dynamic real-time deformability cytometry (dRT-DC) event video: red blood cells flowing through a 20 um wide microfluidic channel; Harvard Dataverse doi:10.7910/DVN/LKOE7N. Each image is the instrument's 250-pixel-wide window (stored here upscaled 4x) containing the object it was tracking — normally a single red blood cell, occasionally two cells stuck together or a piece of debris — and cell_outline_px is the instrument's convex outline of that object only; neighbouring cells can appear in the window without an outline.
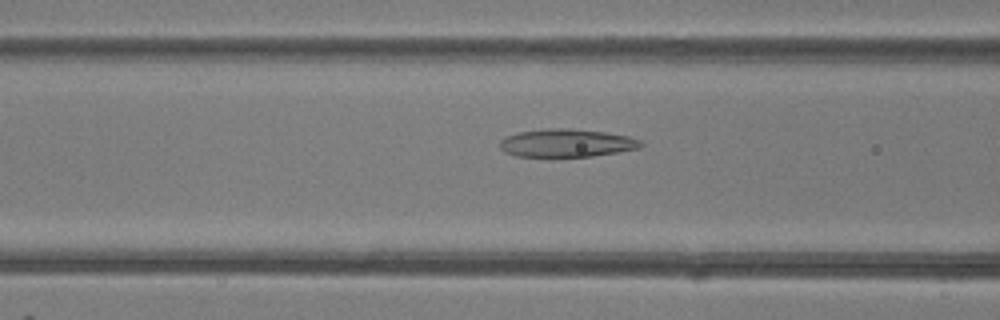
{"species": "common noctule bat (a hibernating species)", "species_latin": "Nyctalus noctula", "temperature_condition": "room temperature", "stored_images_in_passage": 48, "camera_frame_rate_fps": 3000, "um_per_image_px": 0.085, "animal": {"sex": "female"}, "frame": {"image": 1, "passage_image": 19, "time_ms": 6.0, "image_size_px": [1000, 320], "cell_outline_px": [[644, 144], [640, 148], [620, 152], [592, 156], [516, 156], [504, 152], [500, 148], [500, 140], [516, 132], [548, 128], [568, 128], [604, 132], [628, 136], [640, 140]], "centroid_in_image_um": [48.17, 12.15], "position_along_channel_um": 118.4, "area_um2": 23.0}}
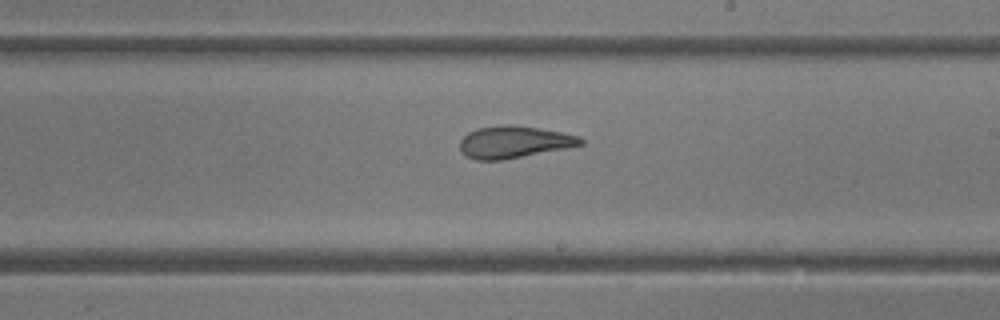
{"frame": {"image": 2, "passage_image": 28, "time_ms": 9.0, "image_size_px": [1000, 320], "cell_outline_px": [[584, 144], [564, 148], [500, 160], [476, 160], [464, 156], [460, 152], [460, 140], [468, 132], [476, 128], [508, 124], [540, 128], [580, 136], [584, 140]], "centroid_in_image_um": [43.64, 12.06], "position_along_channel_um": 245.4, "area_um2": 22.43}}
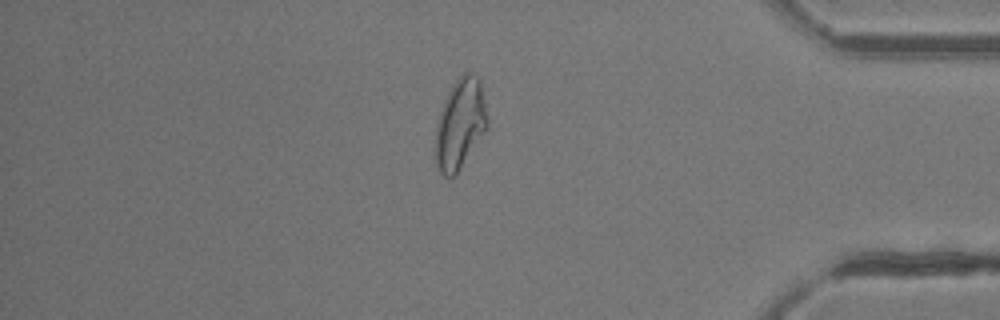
{"frame": {"image": 3, "passage_image": 41, "time_ms": 13.333, "image_size_px": [1000, 320], "cell_outline_px": [[488, 128], [460, 168], [452, 176], [444, 176], [436, 168], [436, 124], [444, 100], [452, 84], [464, 72], [472, 72], [480, 80], [488, 120]], "centroid_in_image_um": [39.12, 10.51], "position_along_channel_um": 396.1, "area_um2": 27.11}, "authors_computed_cell_mechanics": {"area_um2": 26.2412, "velocity_mm_per_s": 4.2325, "shape_relaxation_time_tau1_ms": null, "shape_relaxation_time_tau2_ms": 1.7835, "deformation_change_tau1": null, "deformation_change_tau2": 0.1074}}